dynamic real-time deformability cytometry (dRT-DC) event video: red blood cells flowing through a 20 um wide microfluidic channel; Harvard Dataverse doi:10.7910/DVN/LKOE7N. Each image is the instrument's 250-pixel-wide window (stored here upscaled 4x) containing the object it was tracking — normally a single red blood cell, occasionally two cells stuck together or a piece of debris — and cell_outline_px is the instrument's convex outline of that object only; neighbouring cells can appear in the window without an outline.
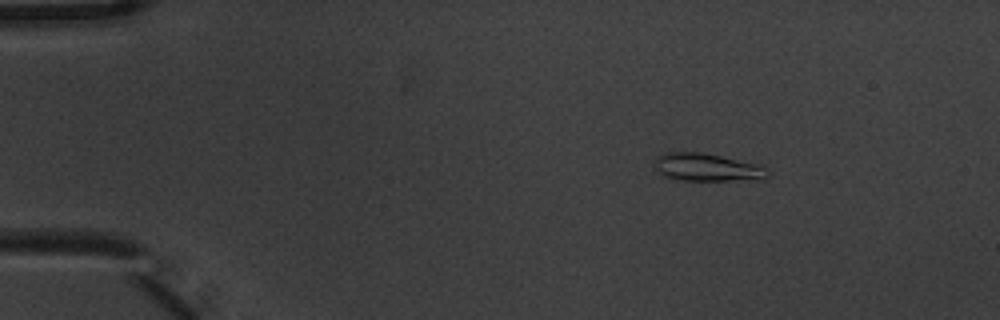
{"species": "common noctule bat (a hibernating species)", "species_latin": "Nyctalus noctula", "temperature_condition": "warm", "stored_images_in_passage": 4, "camera_frame_rate_fps": 3000, "um_per_image_px": 0.085, "animal": {"sex": "male", "body_mass_g": 20.1, "forearm_length_mm": 53.5}, "frame": {"image": 1, "passage_image": 1, "time_ms": 0.0, "image_size_px": [1000, 320], "cell_outline_px": [[768, 176], [764, 180], [676, 180], [664, 176], [656, 168], [656, 160], [660, 152], [700, 152], [720, 156], [756, 164], [768, 168]], "centroid_in_image_um": [60.12, 14.23], "position_along_channel_um": 24.9, "area_um2": 18.26}}
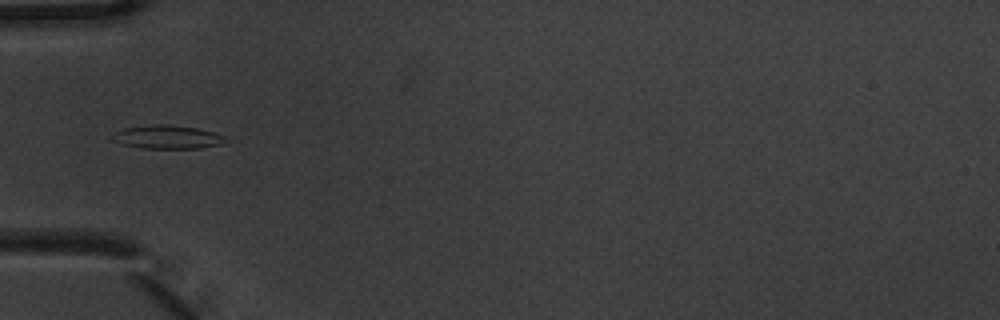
{"frame": {"image": 2, "passage_image": 4, "time_ms": 1.0, "image_size_px": [1000, 320], "cell_outline_px": [[228, 136], [224, 144], [200, 148], [144, 148], [124, 144], [112, 140], [112, 132], [124, 128], [152, 124], [168, 124], [196, 128]], "centroid_in_image_um": [14.25, 11.64], "position_along_channel_um": 70.8, "area_um2": 15.55}}